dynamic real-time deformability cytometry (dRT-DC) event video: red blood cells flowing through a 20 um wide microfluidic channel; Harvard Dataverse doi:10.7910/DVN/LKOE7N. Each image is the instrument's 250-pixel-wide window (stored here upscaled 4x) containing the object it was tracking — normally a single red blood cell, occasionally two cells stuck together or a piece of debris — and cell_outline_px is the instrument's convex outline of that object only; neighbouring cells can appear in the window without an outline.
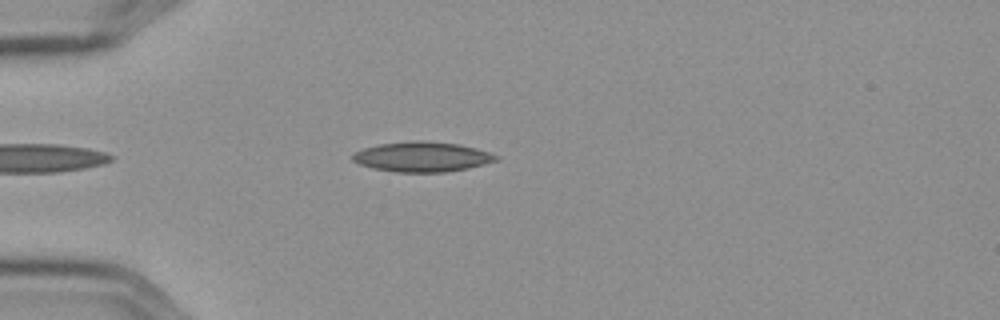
{"species": "Egyptian fruit bat (a non-hibernating species)", "species_latin": "Rousettus aegyptiacus", "temperature_condition": "cold", "stored_images_in_passage": 47, "camera_frame_rate_fps": 3000, "um_per_image_px": 0.085, "frame": {"image": 1, "passage_image": 6, "time_ms": 1.667, "image_size_px": [1000, 320], "cell_outline_px": [[500, 156], [496, 160], [484, 164], [468, 168], [444, 172], [396, 172], [372, 168], [360, 164], [352, 160], [352, 156], [356, 152], [364, 148], [380, 144], [412, 140], [424, 140], [460, 144], [476, 148]], "centroid_in_image_um": [35.89, 13.32], "position_along_channel_um": 49.1, "area_um2": 25.03}}
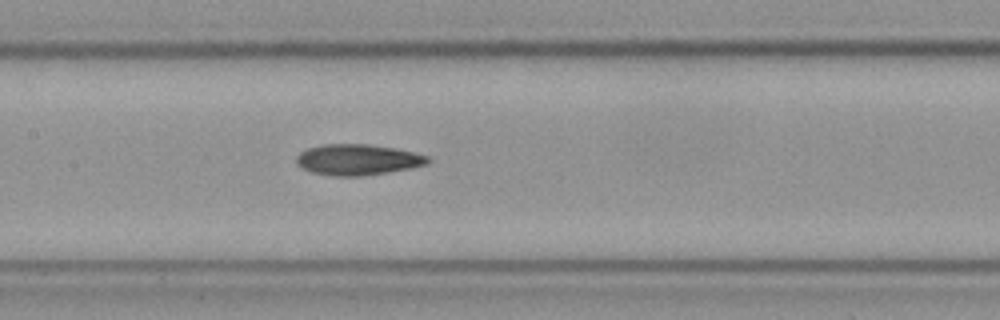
{"frame": {"image": 2, "passage_image": 18, "time_ms": 5.667, "image_size_px": [1000, 320], "cell_outline_px": [[432, 160], [428, 164], [412, 168], [388, 172], [360, 176], [336, 176], [312, 172], [296, 164], [296, 156], [300, 152], [308, 148], [324, 144], [368, 144], [396, 148], [428, 156]], "centroid_in_image_um": [30.43, 13.57], "position_along_channel_um": 177.0, "area_um2": 23.64}}
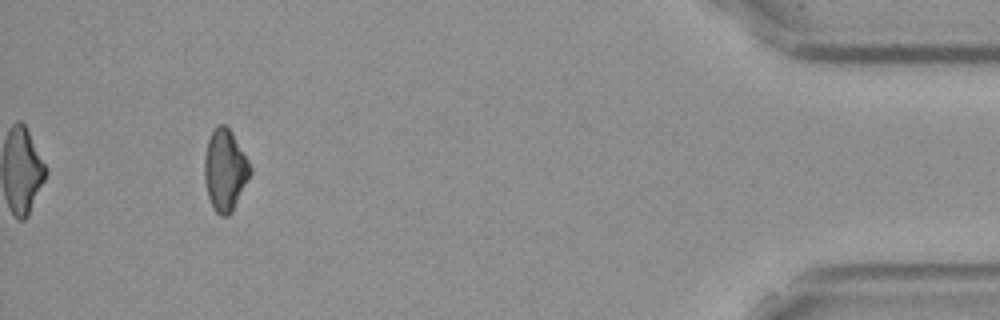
{"frame": {"image": 3, "passage_image": 43, "time_ms": 14.0, "image_size_px": [1000, 320], "cell_outline_px": [[252, 172], [232, 212], [228, 216], [220, 216], [216, 212], [208, 196], [204, 180], [204, 156], [208, 140], [212, 132], [220, 124], [224, 124], [232, 132], [248, 160], [252, 168]], "centroid_in_image_um": [19.13, 14.47], "position_along_channel_um": 416.1, "area_um2": 21.62}, "authors_computed_cell_mechanics": {"area_um2": 22.9466, "velocity_mm_per_s": 3.6035, "shape_relaxation_time_tau1_ms": 8.4841, "shape_relaxation_time_tau2_ms": 7.0459, "deformation_change_tau1": 0.1638, "deformation_change_tau2": 0.165}}